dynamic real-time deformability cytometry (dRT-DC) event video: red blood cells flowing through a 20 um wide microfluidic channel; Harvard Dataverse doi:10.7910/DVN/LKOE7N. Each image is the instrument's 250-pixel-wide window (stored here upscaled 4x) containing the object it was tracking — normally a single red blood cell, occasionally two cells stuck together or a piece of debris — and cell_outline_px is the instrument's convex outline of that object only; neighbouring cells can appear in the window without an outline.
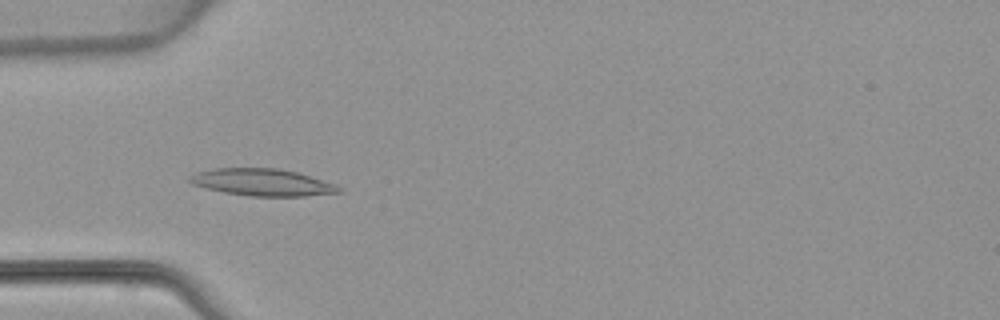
{"species": "common noctule bat (a hibernating species)", "species_latin": "Nyctalus noctula", "temperature_condition": "warm", "stored_images_in_passage": 5, "camera_frame_rate_fps": 3000, "um_per_image_px": 0.085, "animal": {"sex": "female", "body_mass_g": 22.7, "forearm_length_mm": 54.2}, "frame": {"image": 1, "passage_image": 3, "time_ms": 3.667, "image_size_px": [1000, 320], "cell_outline_px": [[344, 192], [304, 196], [248, 196], [224, 192], [204, 188], [192, 184], [188, 180], [188, 176], [196, 172], [212, 168], [280, 168], [296, 172], [336, 184], [344, 188]], "centroid_in_image_um": [22.3, 15.5], "position_along_channel_um": 62.7, "area_um2": 23.76}}
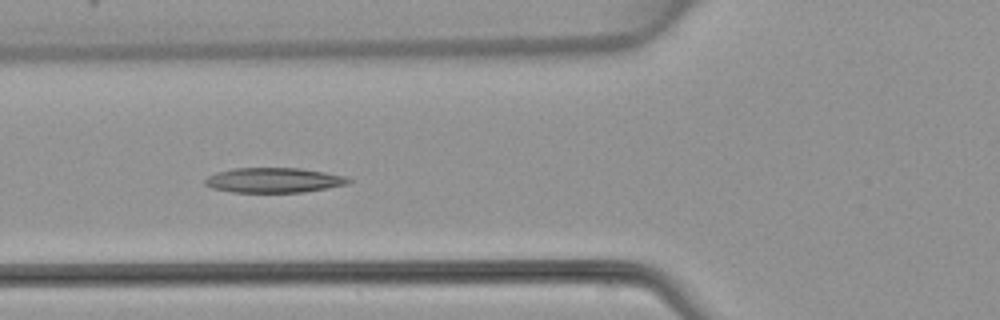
{"frame": {"image": 2, "passage_image": 4, "time_ms": 4.667, "image_size_px": [1000, 320], "cell_outline_px": [[352, 180], [348, 184], [304, 192], [232, 192], [212, 188], [204, 184], [204, 180], [208, 176], [216, 172], [232, 168], [300, 168], [348, 176]], "centroid_in_image_um": [23.27, 15.31], "position_along_channel_um": 102.5, "area_um2": 20.92}}
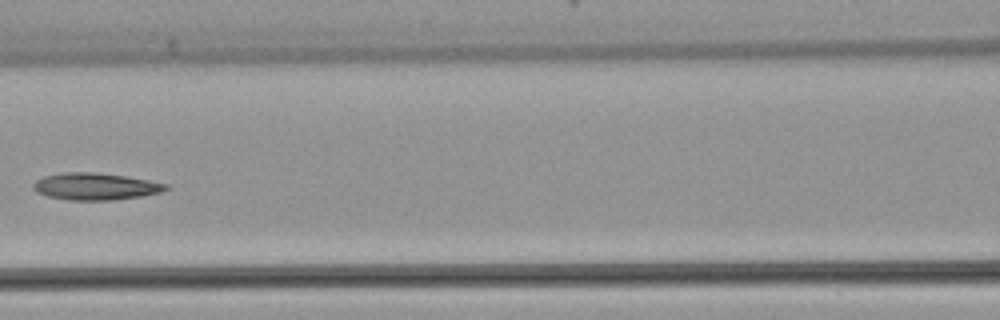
{"frame": {"image": 3, "passage_image": 5, "time_ms": 6.0, "image_size_px": [1000, 320], "cell_outline_px": [[172, 188], [160, 192], [144, 196], [112, 200], [68, 200], [48, 196], [36, 192], [32, 188], [32, 184], [36, 180], [44, 176], [64, 172], [96, 172], [124, 176], [148, 180], [168, 184]], "centroid_in_image_um": [8.12, 15.85], "position_along_channel_um": 158.5, "area_um2": 20.98}}